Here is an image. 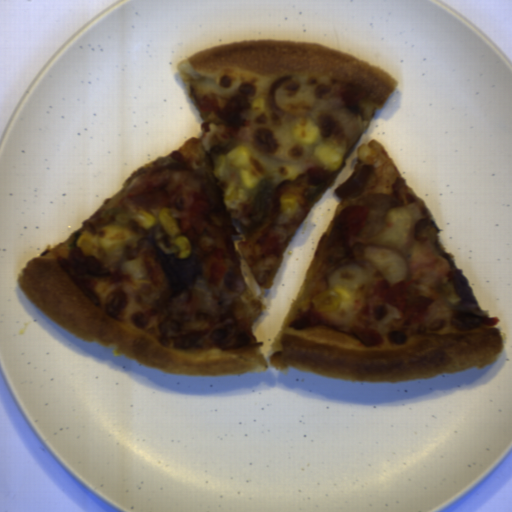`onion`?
Returning <instances> with one entry per match:
<instances>
[{
    "label": "onion",
    "mask_w": 512,
    "mask_h": 512,
    "mask_svg": "<svg viewBox=\"0 0 512 512\" xmlns=\"http://www.w3.org/2000/svg\"><path fill=\"white\" fill-rule=\"evenodd\" d=\"M291 77L292 76L289 74V75H284V76L276 79L275 81L272 82L271 86L268 89L267 106H268L270 112L273 113L274 115H276L277 117L282 118L284 112H283V110H279L276 106V99H275L276 90L278 87H280L284 83L290 81Z\"/></svg>",
    "instance_id": "23ac38db"
},
{
    "label": "onion",
    "mask_w": 512,
    "mask_h": 512,
    "mask_svg": "<svg viewBox=\"0 0 512 512\" xmlns=\"http://www.w3.org/2000/svg\"><path fill=\"white\" fill-rule=\"evenodd\" d=\"M222 278L230 291H236L239 292L240 294L245 292L246 285L241 275L235 274L227 270L225 274L222 276Z\"/></svg>",
    "instance_id": "2ce2d468"
},
{
    "label": "onion",
    "mask_w": 512,
    "mask_h": 512,
    "mask_svg": "<svg viewBox=\"0 0 512 512\" xmlns=\"http://www.w3.org/2000/svg\"><path fill=\"white\" fill-rule=\"evenodd\" d=\"M433 245L438 256L446 260L449 270L446 274L447 281L454 289V295L459 299L454 303L453 309L478 317H484L480 311L475 296L470 288L467 277L463 276L462 269H457L450 254L441 248L439 239H435Z\"/></svg>",
    "instance_id": "6bf65262"
},
{
    "label": "onion",
    "mask_w": 512,
    "mask_h": 512,
    "mask_svg": "<svg viewBox=\"0 0 512 512\" xmlns=\"http://www.w3.org/2000/svg\"><path fill=\"white\" fill-rule=\"evenodd\" d=\"M374 170V164H364L356 168L344 183L333 190L335 197L347 198L360 195Z\"/></svg>",
    "instance_id": "55239325"
},
{
    "label": "onion",
    "mask_w": 512,
    "mask_h": 512,
    "mask_svg": "<svg viewBox=\"0 0 512 512\" xmlns=\"http://www.w3.org/2000/svg\"><path fill=\"white\" fill-rule=\"evenodd\" d=\"M154 249V259L161 263L164 276L172 292H179L200 276L202 268L196 256L179 258V253H166L159 245L152 247Z\"/></svg>",
    "instance_id": "06740285"
}]
</instances>
